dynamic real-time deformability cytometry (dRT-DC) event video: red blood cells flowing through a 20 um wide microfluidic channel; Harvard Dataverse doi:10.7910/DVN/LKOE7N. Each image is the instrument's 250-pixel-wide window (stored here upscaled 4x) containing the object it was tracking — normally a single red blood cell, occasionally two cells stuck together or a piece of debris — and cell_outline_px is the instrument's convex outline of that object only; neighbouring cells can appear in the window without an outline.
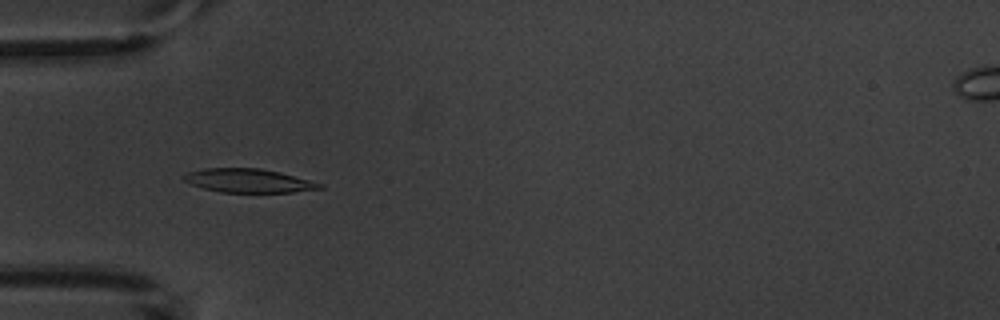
{"species": "common noctule bat (a hibernating species)", "species_latin": "Nyctalus noctula", "temperature_condition": "warm", "stored_images_in_passage": 4, "camera_frame_rate_fps": 3000, "um_per_image_px": 0.085, "animal": {"sex": "male", "body_mass_g": 20.1, "forearm_length_mm": 53.5}, "frame": {"image": 1, "passage_image": 4, "time_ms": 3.333, "image_size_px": [1000, 320], "cell_outline_px": [[324, 188], [292, 192], [220, 192], [204, 188], [192, 184], [184, 180], [180, 176], [188, 172], [204, 168], [260, 168], [280, 172], [324, 184]], "centroid_in_image_um": [21.12, 15.35], "position_along_channel_um": 63.9, "area_um2": 18.73}}